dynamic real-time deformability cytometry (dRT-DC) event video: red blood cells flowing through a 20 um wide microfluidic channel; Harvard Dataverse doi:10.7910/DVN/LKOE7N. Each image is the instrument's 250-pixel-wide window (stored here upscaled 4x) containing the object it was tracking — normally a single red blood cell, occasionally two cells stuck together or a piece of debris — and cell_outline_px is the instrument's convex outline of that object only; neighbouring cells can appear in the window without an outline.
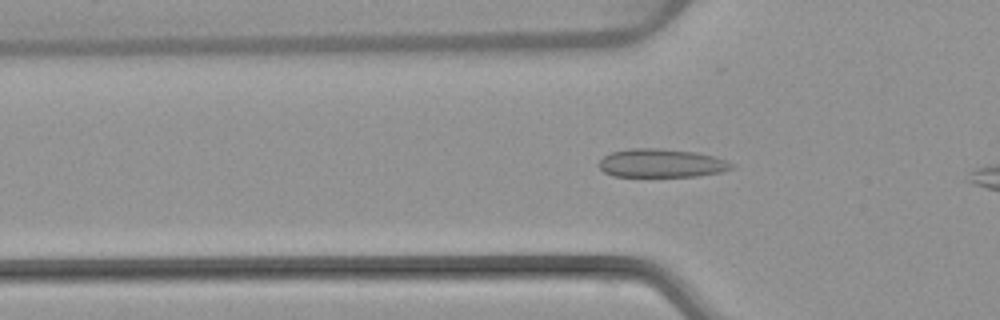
{"species": "common noctule bat (a hibernating species)", "species_latin": "Nyctalus noctula", "temperature_condition": "warm", "stored_images_in_passage": 11, "camera_frame_rate_fps": 3000, "um_per_image_px": 0.085, "animal": {"sex": "female", "body_mass_g": 22.7, "forearm_length_mm": 54.2}, "frame": {"image": 1, "passage_image": 8, "time_ms": 2.333, "image_size_px": [1000, 320], "cell_outline_px": [[732, 168], [724, 172], [696, 176], [612, 176], [604, 172], [596, 164], [604, 156], [612, 152], [628, 148], [660, 148], [696, 152], [712, 156], [724, 160], [732, 164]], "centroid_in_image_um": [56.17, 13.87], "position_along_channel_um": 69.6, "area_um2": 22.02}}